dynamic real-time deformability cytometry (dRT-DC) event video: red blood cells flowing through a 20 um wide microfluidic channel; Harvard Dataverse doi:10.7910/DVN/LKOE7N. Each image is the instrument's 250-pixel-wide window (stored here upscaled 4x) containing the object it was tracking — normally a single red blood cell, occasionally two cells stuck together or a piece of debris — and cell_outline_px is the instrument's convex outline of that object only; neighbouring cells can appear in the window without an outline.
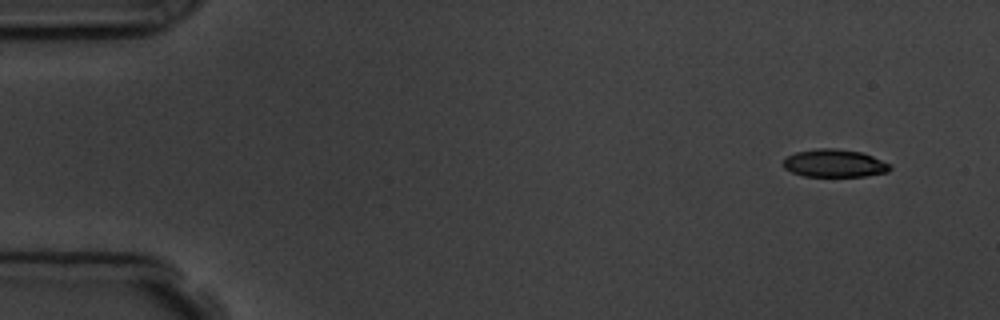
{"species": "common noctule bat (a hibernating species)", "species_latin": "Nyctalus noctula", "temperature_condition": "room temperature", "stored_images_in_passage": 6, "camera_frame_rate_fps": 3000, "um_per_image_px": 0.085, "animal": {"sex": "male", "body_mass_g": 19.5, "forearm_length_mm": 54.6}, "frame": {"image": 1, "passage_image": 1, "time_ms": 0.0, "image_size_px": [1000, 320], "cell_outline_px": [[892, 168], [888, 172], [864, 176], [804, 176], [792, 172], [784, 168], [780, 164], [788, 156], [796, 152], [820, 148], [836, 148], [860, 152], [872, 156], [888, 164]], "centroid_in_image_um": [70.89, 13.88], "position_along_channel_um": 14.1, "area_um2": 17.17}}
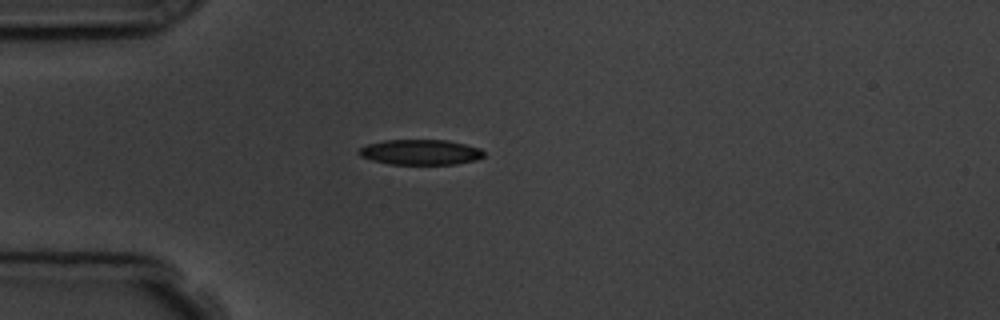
{"frame": {"image": 2, "passage_image": 4, "time_ms": 3.667, "image_size_px": [1000, 320], "cell_outline_px": [[484, 156], [476, 160], [456, 164], [388, 164], [372, 160], [360, 156], [356, 152], [360, 148], [368, 144], [384, 140], [448, 140], [480, 148], [484, 152]], "centroid_in_image_um": [35.73, 12.93], "position_along_channel_um": 49.3, "area_um2": 18.44}}